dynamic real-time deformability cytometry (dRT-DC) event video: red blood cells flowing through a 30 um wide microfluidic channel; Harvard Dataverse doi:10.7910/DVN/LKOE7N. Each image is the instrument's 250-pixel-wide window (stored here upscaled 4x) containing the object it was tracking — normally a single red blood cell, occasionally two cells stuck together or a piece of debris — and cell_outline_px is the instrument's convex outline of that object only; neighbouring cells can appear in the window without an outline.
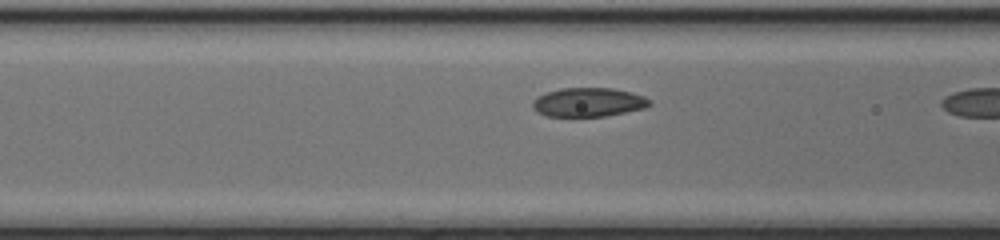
{"species": "common noctule bat (a hibernating species)", "species_latin": "Nyctalus noctula", "temperature_condition": "cold", "stored_images_in_passage": 7, "camera_frame_rate_fps": 3000, "um_per_image_px": 0.085, "animal": {"sex": "female", "body_mass_g": 17.0, "forearm_length_mm": 48.0}, "frame": {"image": 1, "passage_image": 6, "time_ms": 1.667, "image_size_px": [1000, 240], "cell_outline_px": [[652, 104], [644, 108], [604, 116], [544, 116], [536, 112], [532, 108], [532, 100], [536, 96], [560, 88], [612, 88], [644, 96], [652, 100]], "centroid_in_image_um": [49.97, 8.69], "position_along_channel_um": 116.6, "area_um2": 19.77}}